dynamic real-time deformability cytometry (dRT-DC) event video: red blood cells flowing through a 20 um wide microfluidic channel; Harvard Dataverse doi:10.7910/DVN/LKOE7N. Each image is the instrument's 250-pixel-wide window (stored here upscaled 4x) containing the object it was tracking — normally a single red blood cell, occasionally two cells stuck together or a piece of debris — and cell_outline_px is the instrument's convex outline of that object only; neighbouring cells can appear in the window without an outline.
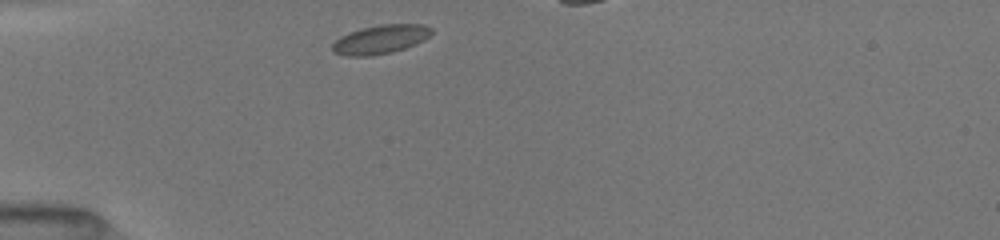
{"species": "common noctule bat (a hibernating species)", "species_latin": "Nyctalus noctula", "temperature_condition": "room temperature", "stored_images_in_passage": 29, "camera_frame_rate_fps": 3000, "um_per_image_px": 0.085, "animal": {"sex": "female", "body_mass_g": 19.5, "forearm_length_mm": 54.1}, "frame": {"image": 1, "passage_image": 1, "time_ms": 0.0, "image_size_px": [1000, 240], "cell_outline_px": [[432, 32], [424, 40], [416, 44], [392, 52], [372, 56], [348, 56], [332, 52], [332, 44], [340, 36], [348, 32], [360, 28], [380, 24], [424, 24], [432, 28]], "centroid_in_image_um": [32.32, 3.34], "position_along_channel_um": 52.7, "area_um2": 16.82}}
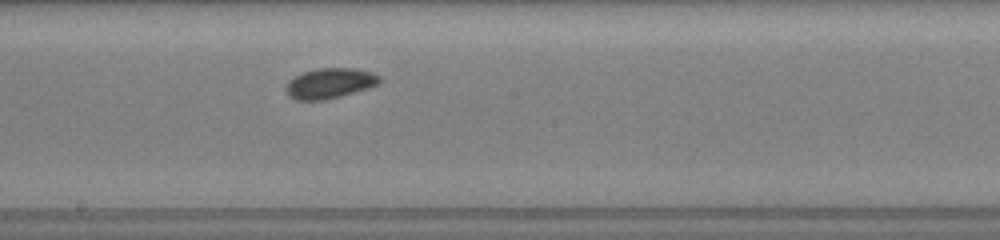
{"frame": {"image": 2, "passage_image": 15, "time_ms": 4.667, "image_size_px": [1000, 240], "cell_outline_px": [[380, 80], [376, 84], [368, 88], [340, 96], [324, 100], [296, 100], [288, 96], [284, 88], [288, 80], [304, 72], [320, 68], [352, 68], [372, 72], [380, 76]], "centroid_in_image_um": [27.99, 7.08], "position_along_channel_um": 220.2, "area_um2": 16.42}}
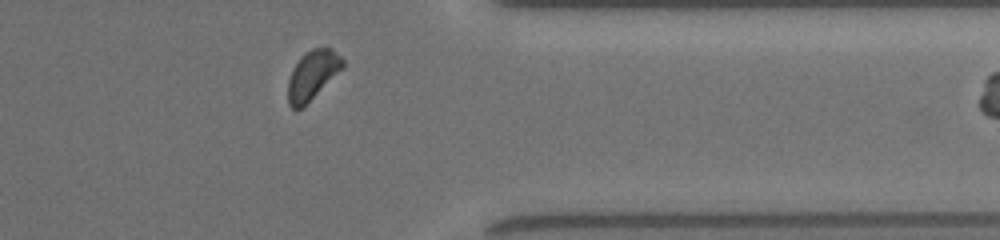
{"frame": {"image": 3, "passage_image": 28, "time_ms": 9.0, "image_size_px": [1000, 240], "cell_outline_px": [[344, 68], [300, 108], [292, 108], [288, 104], [288, 80], [292, 68], [300, 56], [304, 52], [312, 48], [332, 48], [344, 60]], "centroid_in_image_um": [26.55, 6.33], "position_along_channel_um": 384.8, "area_um2": 15.49}}